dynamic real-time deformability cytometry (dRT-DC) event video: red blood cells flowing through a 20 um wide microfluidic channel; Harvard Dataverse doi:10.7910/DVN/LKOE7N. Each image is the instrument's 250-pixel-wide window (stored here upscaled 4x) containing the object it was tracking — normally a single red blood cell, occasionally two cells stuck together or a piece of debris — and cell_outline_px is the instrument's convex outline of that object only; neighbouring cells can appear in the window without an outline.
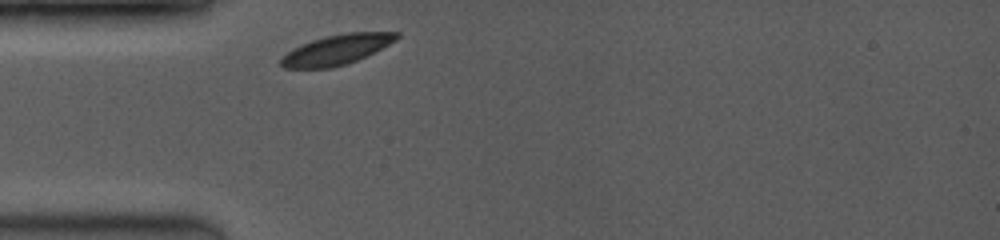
{"species": "common noctule bat (a hibernating species)", "species_latin": "Nyctalus noctula", "temperature_condition": "room temperature", "stored_images_in_passage": 12, "camera_frame_rate_fps": 3500, "um_per_image_px": 0.085, "animal": {"sex": "female", "body_mass_g": 19.0, "forearm_length_mm": 53.3}, "frame": {"image": 1, "passage_image": 1, "time_ms": 0.0, "image_size_px": [1000, 240], "cell_outline_px": [[400, 36], [396, 40], [356, 60], [332, 68], [284, 68], [280, 64], [280, 56], [312, 40], [324, 36], [344, 32], [400, 32]], "centroid_in_image_um": [28.59, 4.21], "position_along_channel_um": 56.4, "area_um2": 19.88}}
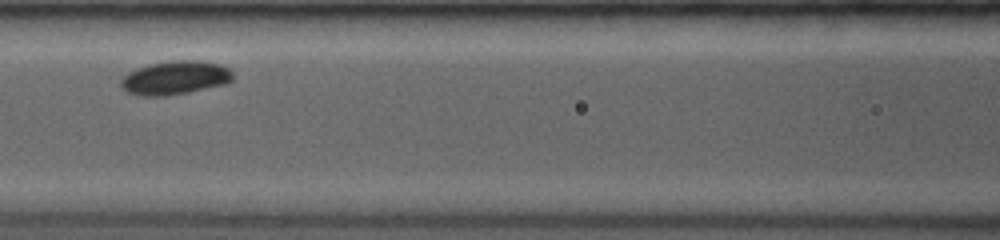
{"frame": {"image": 2, "passage_image": 6, "time_ms": 2.571, "image_size_px": [1000, 240], "cell_outline_px": [[232, 80], [224, 84], [188, 92], [164, 96], [144, 96], [128, 92], [120, 84], [120, 80], [128, 72], [136, 68], [148, 64], [172, 60], [200, 60], [220, 64], [228, 68], [232, 72]], "centroid_in_image_um": [14.87, 6.59], "position_along_channel_um": 151.7, "area_um2": 21.91}}
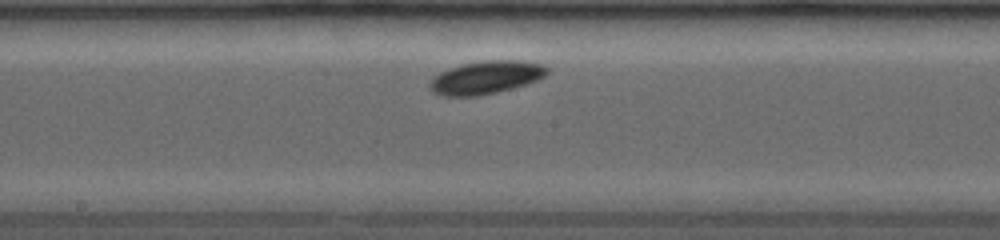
{"frame": {"image": 3, "passage_image": 9, "time_ms": 4.0, "image_size_px": [1000, 240], "cell_outline_px": [[548, 72], [544, 76], [536, 80], [512, 88], [496, 92], [476, 96], [444, 96], [432, 92], [428, 88], [428, 84], [440, 72], [448, 68], [460, 64], [480, 60], [520, 60], [544, 64], [548, 68]], "centroid_in_image_um": [41.28, 6.57], "position_along_channel_um": 206.9, "area_um2": 22.66}}